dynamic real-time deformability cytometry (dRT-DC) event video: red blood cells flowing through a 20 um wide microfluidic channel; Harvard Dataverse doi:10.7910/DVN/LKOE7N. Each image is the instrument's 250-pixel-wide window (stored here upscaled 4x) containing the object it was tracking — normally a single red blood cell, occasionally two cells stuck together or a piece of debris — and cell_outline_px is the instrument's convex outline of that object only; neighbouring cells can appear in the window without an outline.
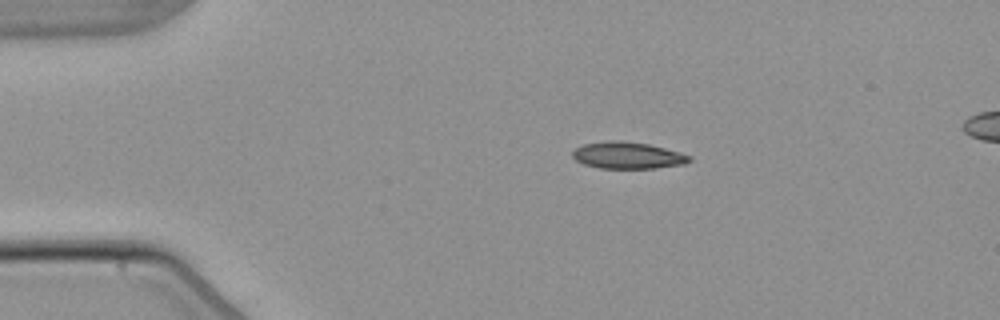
{"species": "common noctule bat (a hibernating species)", "species_latin": "Nyctalus noctula", "temperature_condition": "warm", "stored_images_in_passage": 3, "camera_frame_rate_fps": 3000, "um_per_image_px": 0.085, "animal": {"sex": "male", "body_mass_g": 21.5, "forearm_length_mm": 52.0}, "frame": {"image": 1, "passage_image": 1, "time_ms": 0.0, "image_size_px": [1000, 320], "cell_outline_px": [[692, 160], [684, 164], [656, 168], [600, 168], [584, 164], [576, 160], [572, 156], [572, 152], [576, 148], [584, 144], [612, 140], [624, 140], [648, 144], [680, 152], [692, 156]], "centroid_in_image_um": [53.37, 13.2], "position_along_channel_um": 31.6, "area_um2": 18.21}}